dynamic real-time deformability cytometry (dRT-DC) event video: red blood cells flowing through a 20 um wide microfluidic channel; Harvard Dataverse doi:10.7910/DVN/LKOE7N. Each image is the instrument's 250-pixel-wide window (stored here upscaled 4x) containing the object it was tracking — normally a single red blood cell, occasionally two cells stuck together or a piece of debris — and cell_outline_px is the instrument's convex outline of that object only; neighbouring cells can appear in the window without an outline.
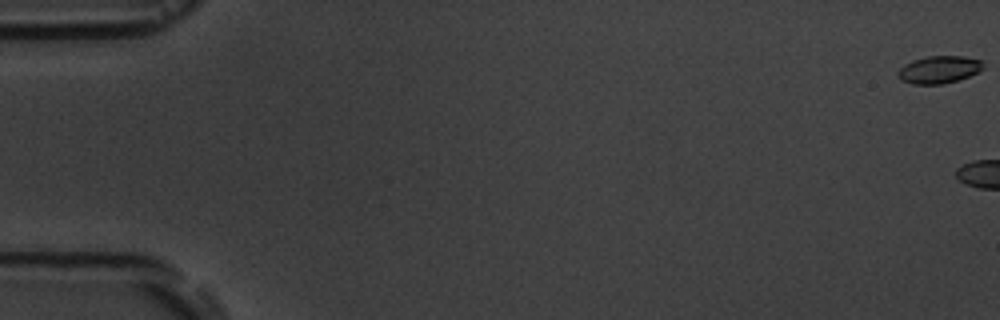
{"species": "common noctule bat (a hibernating species)", "species_latin": "Nyctalus noctula", "temperature_condition": "room temperature", "stored_images_in_passage": 7, "camera_frame_rate_fps": 3000, "um_per_image_px": 0.085, "animal": {"sex": "male", "body_mass_g": 19.5, "forearm_length_mm": 54.6}, "frame": {"image": 1, "passage_image": 1, "time_ms": 0.0, "image_size_px": [1000, 320], "cell_outline_px": [[984, 68], [968, 76], [944, 84], [912, 84], [900, 80], [896, 76], [896, 72], [904, 64], [912, 60], [924, 56], [964, 56], [984, 60]], "centroid_in_image_um": [79.78, 5.9], "position_along_channel_um": 5.2, "area_um2": 13.87}}